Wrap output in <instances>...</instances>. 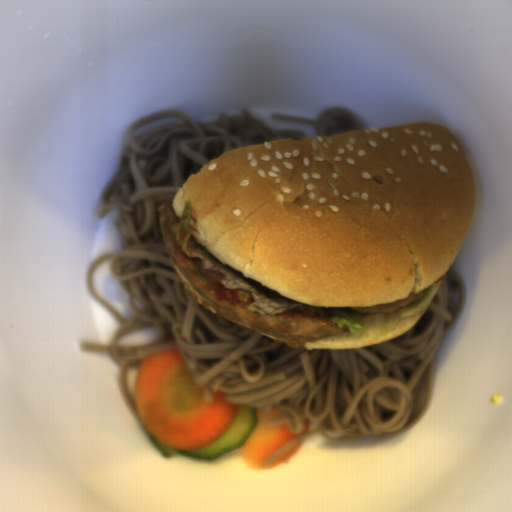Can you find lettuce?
I'll use <instances>...</instances> for the list:
<instances>
[{
  "mask_svg": "<svg viewBox=\"0 0 512 512\" xmlns=\"http://www.w3.org/2000/svg\"><path fill=\"white\" fill-rule=\"evenodd\" d=\"M193 204L185 201V207L178 223L171 228L175 235L176 246L190 258H201L203 270L220 272L225 278L221 279L224 288L238 290V296L243 303L253 297L254 301L247 310L259 316H272L291 309H298L314 318H332L339 330L344 325L348 332L356 337L365 335L371 341H379L381 336L396 329L403 317L416 315L428 307L435 291L436 283L421 293H410L408 298L386 303L379 306L362 307H316L296 302L282 297L277 291L267 288L256 280L244 277L243 273L223 264L203 245L197 243L192 236L196 228L191 217Z\"/></svg>",
  "mask_w": 512,
  "mask_h": 512,
  "instance_id": "obj_1",
  "label": "lettuce"
}]
</instances>
